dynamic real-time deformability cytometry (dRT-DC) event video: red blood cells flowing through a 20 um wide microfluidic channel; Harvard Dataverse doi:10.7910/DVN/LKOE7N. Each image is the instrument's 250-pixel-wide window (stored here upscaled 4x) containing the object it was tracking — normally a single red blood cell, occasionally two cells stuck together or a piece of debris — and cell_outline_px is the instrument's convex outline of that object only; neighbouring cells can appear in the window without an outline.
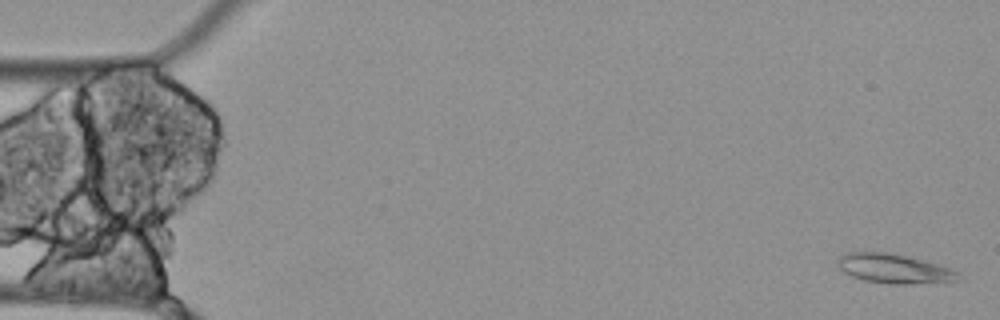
{"species": "Egyptian fruit bat (a non-hibernating species)", "species_latin": "Rousettus aegyptiacus", "temperature_condition": "cold", "stored_images_in_passage": 12, "camera_frame_rate_fps": 3000, "um_per_image_px": 0.085, "animal": {"sex": "female"}, "frame": {"image": 1, "passage_image": 2, "time_ms": 0.333, "image_size_px": [1000, 320], "cell_outline_px": [[960, 272], [956, 280], [912, 284], [888, 284], [864, 280], [852, 276], [844, 272], [840, 268], [840, 256], [848, 252], [884, 252], [908, 256], [936, 264]], "centroid_in_image_um": [75.98, 22.84], "position_along_channel_um": 9.0, "area_um2": 20.17}}